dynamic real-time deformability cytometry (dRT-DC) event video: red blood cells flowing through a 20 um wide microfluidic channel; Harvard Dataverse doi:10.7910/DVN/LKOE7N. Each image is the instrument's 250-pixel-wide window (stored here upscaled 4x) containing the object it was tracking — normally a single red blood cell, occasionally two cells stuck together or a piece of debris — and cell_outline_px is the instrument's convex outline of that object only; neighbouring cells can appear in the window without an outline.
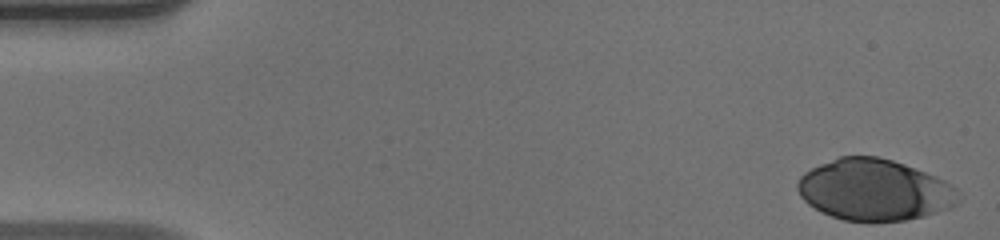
{"species": "human", "species_latin": "Homo sapiens", "temperature_condition": "warm", "stored_images_in_passage": 48, "camera_frame_rate_fps": 3000, "um_per_image_px": 0.085, "donor": {"sex": "male"}, "frame": {"image": 1, "passage_image": 1, "time_ms": 0.0, "image_size_px": [1000, 240], "cell_outline_px": [[964, 196], [952, 208], [924, 216], [904, 220], [844, 220], [820, 212], [808, 204], [800, 196], [796, 188], [796, 184], [800, 176], [804, 172], [820, 164], [840, 156], [880, 156], [904, 164], [936, 176], [952, 184]], "centroid_in_image_um": [74.35, 16.13], "position_along_channel_um": 10.6, "area_um2": 57.68}}
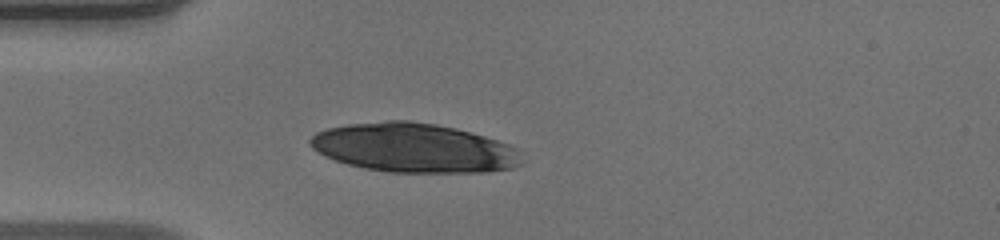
{"frame": {"image": 2, "passage_image": 13, "time_ms": 4.0, "image_size_px": [1000, 240], "cell_outline_px": [[524, 152], [520, 164], [512, 168], [488, 172], [388, 172], [364, 168], [348, 164], [324, 156], [312, 148], [308, 144], [308, 140], [316, 132], [328, 128], [348, 124], [388, 120], [408, 120], [436, 124], [456, 128], [484, 136], [508, 144]], "centroid_in_image_um": [35.19, 12.57], "position_along_channel_um": 49.8, "area_um2": 60.81}}